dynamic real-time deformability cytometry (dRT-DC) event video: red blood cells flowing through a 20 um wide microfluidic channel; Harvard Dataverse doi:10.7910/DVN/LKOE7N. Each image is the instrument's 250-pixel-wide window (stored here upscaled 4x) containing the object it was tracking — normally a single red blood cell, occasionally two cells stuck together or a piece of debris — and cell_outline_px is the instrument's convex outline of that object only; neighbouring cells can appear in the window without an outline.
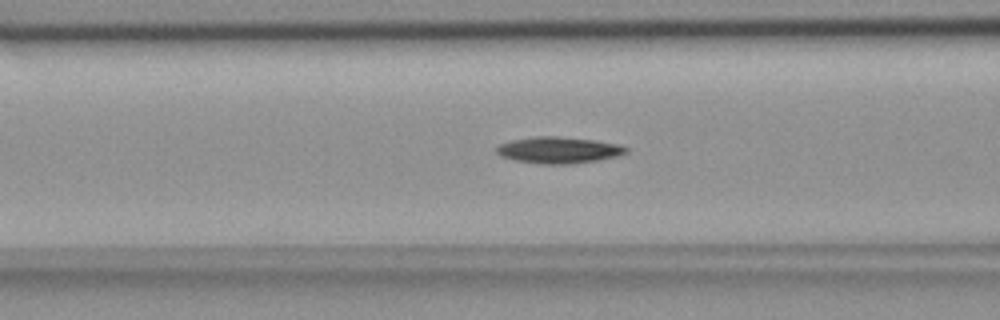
{"species": "common noctule bat (a hibernating species)", "species_latin": "Nyctalus noctula", "temperature_condition": "room temperature", "stored_images_in_passage": 54, "camera_frame_rate_fps": 3000, "um_per_image_px": 0.085, "animal": {"sex": "female", "body_mass_g": 18.4}, "frame": {"image": 1, "passage_image": 21, "time_ms": 6.667, "image_size_px": [1000, 320], "cell_outline_px": [[628, 152], [616, 156], [596, 160], [572, 164], [540, 164], [516, 160], [500, 156], [496, 152], [496, 148], [500, 144], [512, 140], [532, 136], [556, 136], [596, 140], [616, 144], [628, 148]], "centroid_in_image_um": [47.46, 12.75], "position_along_channel_um": 119.1, "area_um2": 19.88}}
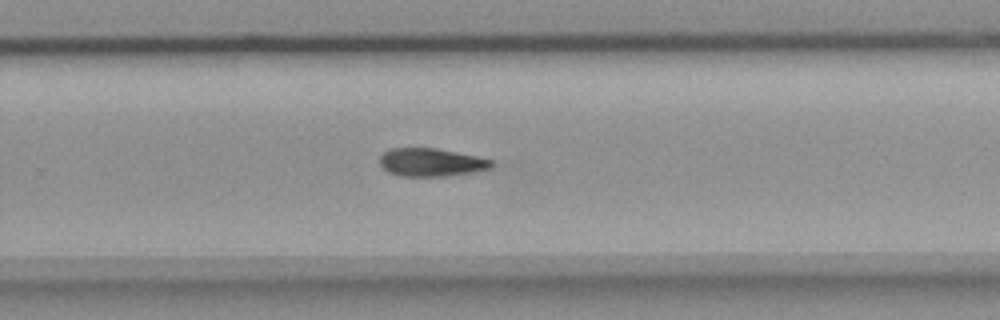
{"frame": {"image": 2, "passage_image": 35, "time_ms": 11.333, "image_size_px": [1000, 320], "cell_outline_px": [[496, 164], [492, 168], [476, 172], [448, 176], [400, 176], [388, 172], [380, 164], [380, 156], [384, 152], [392, 148], [436, 148], [476, 156], [492, 160]], "centroid_in_image_um": [36.69, 13.81], "position_along_channel_um": 293.1, "area_um2": 18.44}}
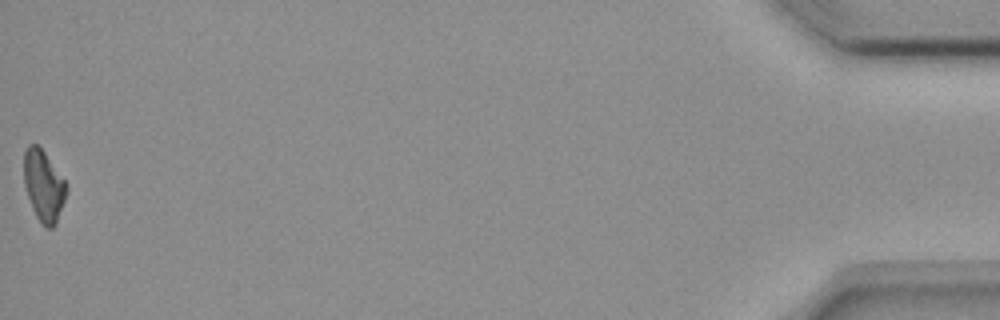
{"frame": {"image": 3, "passage_image": 54, "time_ms": 17.667, "image_size_px": [1000, 320], "cell_outline_px": [[68, 192], [56, 224], [52, 228], [48, 228], [40, 224], [32, 208], [24, 184], [24, 152], [28, 144], [36, 144], [44, 152], [68, 184]], "centroid_in_image_um": [3.73, 15.82], "position_along_channel_um": 431.5, "area_um2": 17.74}, "authors_computed_cell_mechanics": {"area_um2": 18.5538, "velocity_mm_per_s": 3.7377, "shape_relaxation_time_tau1_ms": 6.177, "shape_relaxation_time_tau2_ms": null, "deformation_change_tau1": 0.1479, "deformation_change_tau2": null}}